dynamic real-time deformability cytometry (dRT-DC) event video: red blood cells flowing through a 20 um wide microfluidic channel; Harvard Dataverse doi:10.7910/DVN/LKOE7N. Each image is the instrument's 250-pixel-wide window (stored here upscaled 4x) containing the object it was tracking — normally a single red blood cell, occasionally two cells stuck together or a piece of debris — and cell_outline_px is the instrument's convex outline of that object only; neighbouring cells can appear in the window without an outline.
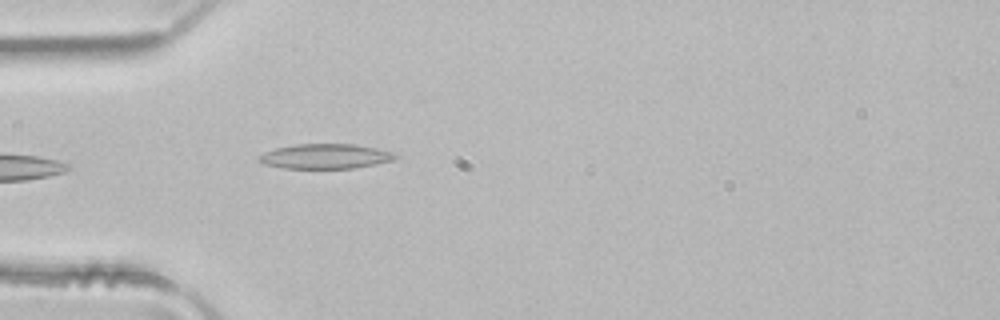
{"species": "common noctule bat (a hibernating species)", "species_latin": "Nyctalus noctula", "temperature_condition": "room temperature", "stored_images_in_passage": 3, "camera_frame_rate_fps": 3000, "um_per_image_px": 0.085, "animal": {"sex": "male", "body_mass_g": 21.5, "forearm_length_mm": 52.0}, "frame": {"image": 1, "passage_image": 3, "time_ms": 0.667, "image_size_px": [1000, 320], "cell_outline_px": [[400, 156], [392, 160], [376, 164], [352, 168], [284, 168], [264, 164], [256, 160], [264, 152], [276, 148], [296, 144], [356, 144], [376, 148], [392, 152]], "centroid_in_image_um": [27.65, 13.28], "position_along_channel_um": 57.3, "area_um2": 19.65}}